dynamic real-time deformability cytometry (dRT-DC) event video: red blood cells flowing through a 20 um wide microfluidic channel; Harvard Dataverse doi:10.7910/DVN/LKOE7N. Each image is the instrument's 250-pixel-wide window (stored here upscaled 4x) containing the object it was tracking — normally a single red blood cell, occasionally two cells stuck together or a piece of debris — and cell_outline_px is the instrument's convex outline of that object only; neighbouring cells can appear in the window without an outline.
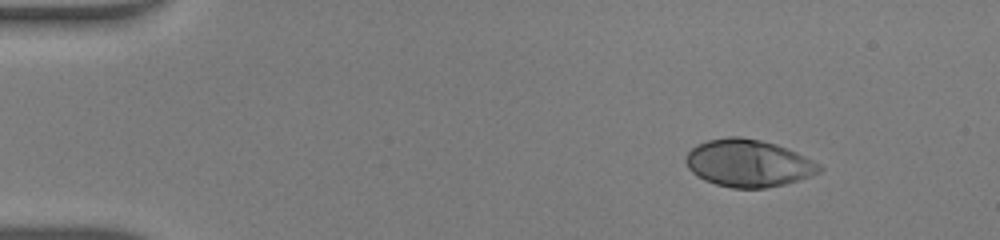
{"species": "human", "species_latin": "Homo sapiens", "temperature_condition": "warm", "stored_images_in_passage": 43, "camera_frame_rate_fps": 3000, "um_per_image_px": 0.085, "donor": {"sex": "male"}, "frame": {"image": 1, "passage_image": 1, "time_ms": 0.0, "image_size_px": [1000, 240], "cell_outline_px": [[824, 168], [820, 172], [800, 180], [784, 184], [764, 188], [732, 188], [716, 184], [704, 180], [696, 176], [688, 168], [684, 160], [688, 152], [696, 144], [708, 140], [728, 136], [740, 136], [760, 140], [776, 144], [788, 148], [820, 164]], "centroid_in_image_um": [63.6, 13.87], "position_along_channel_um": 21.4, "area_um2": 36.99}}
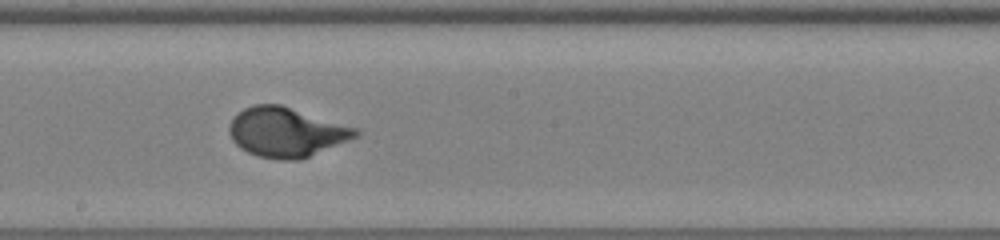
{"frame": {"image": 2, "passage_image": 22, "time_ms": 7.0, "image_size_px": [1000, 240], "cell_outline_px": [[360, 136], [300, 160], [280, 160], [260, 156], [248, 152], [240, 148], [232, 140], [228, 132], [228, 124], [244, 108], [252, 104], [280, 104], [360, 128]], "centroid_in_image_um": [24.37, 11.23], "position_along_channel_um": 223.8, "area_um2": 36.76}}
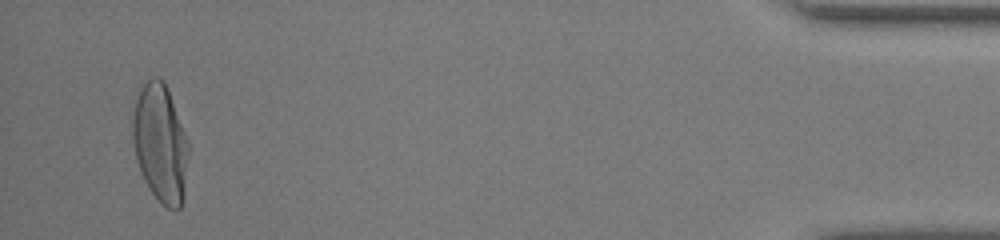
{"frame": {"image": 3, "passage_image": 41, "time_ms": 13.333, "image_size_px": [1000, 240], "cell_outline_px": [[188, 156], [184, 196], [180, 208], [176, 212], [168, 208], [152, 192], [144, 180], [136, 160], [132, 140], [132, 120], [136, 100], [140, 88], [152, 76], [160, 76], [164, 80], [168, 88], [188, 140]], "centroid_in_image_um": [13.63, 12.15], "position_along_channel_um": 421.6, "area_um2": 38.61}, "authors_computed_cell_mechanics": {"area_um2": 35.9516, "velocity_mm_per_s": 4.3183, "shape_relaxation_time_tau1_ms": 3.7588, "shape_relaxation_time_tau2_ms": null, "deformation_change_tau1": 0.2393, "deformation_change_tau2": null}}